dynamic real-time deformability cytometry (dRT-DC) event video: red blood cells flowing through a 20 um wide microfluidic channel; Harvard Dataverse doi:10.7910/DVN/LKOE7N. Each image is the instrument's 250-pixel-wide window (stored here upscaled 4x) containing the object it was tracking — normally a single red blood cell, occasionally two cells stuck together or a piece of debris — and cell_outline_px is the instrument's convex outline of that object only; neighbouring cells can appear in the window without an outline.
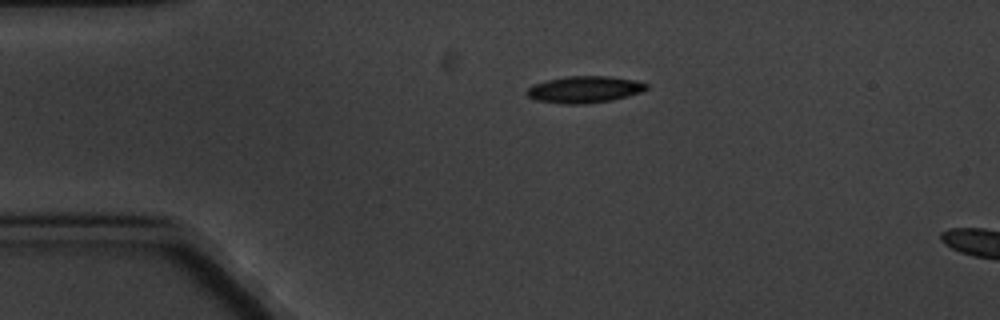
{"species": "common noctule bat (a hibernating species)", "species_latin": "Nyctalus noctula", "temperature_condition": "cold", "stored_images_in_passage": 2, "camera_frame_rate_fps": 3000, "um_per_image_px": 0.085, "animal": {"sex": "male", "body_mass_g": 20.1, "forearm_length_mm": 53.5}, "frame": {"image": 1, "passage_image": 1, "time_ms": 0.0, "image_size_px": [1000, 320], "cell_outline_px": [[648, 88], [640, 92], [628, 96], [612, 100], [580, 104], [564, 104], [536, 100], [528, 96], [524, 92], [528, 88], [536, 84], [548, 80], [568, 76], [608, 76], [636, 80], [648, 84]], "centroid_in_image_um": [49.69, 7.6], "position_along_channel_um": 35.3, "area_um2": 18.5}}